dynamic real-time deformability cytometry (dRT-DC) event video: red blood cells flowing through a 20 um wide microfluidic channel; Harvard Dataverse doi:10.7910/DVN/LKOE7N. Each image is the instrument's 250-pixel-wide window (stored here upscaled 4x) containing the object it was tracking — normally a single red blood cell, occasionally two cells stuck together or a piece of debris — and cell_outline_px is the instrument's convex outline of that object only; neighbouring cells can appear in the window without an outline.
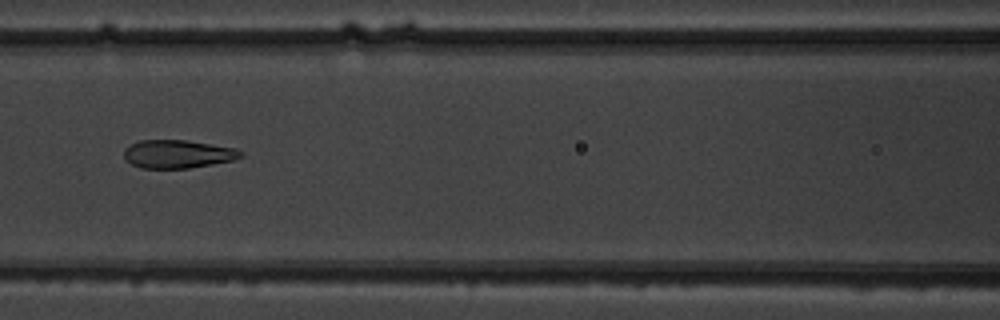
{"species": "common noctule bat (a hibernating species)", "species_latin": "Nyctalus noctula", "temperature_condition": "warm", "stored_images_in_passage": 7, "camera_frame_rate_fps": 3000, "um_per_image_px": 0.085, "animal": {"sex": "male", "body_mass_g": 19.5, "forearm_length_mm": 54.6}, "frame": {"image": 1, "passage_image": 7, "time_ms": 6.667, "image_size_px": [1000, 320], "cell_outline_px": [[244, 156], [232, 160], [212, 164], [188, 168], [140, 168], [124, 160], [124, 148], [140, 140], [184, 140], [236, 148], [244, 152]], "centroid_in_image_um": [15.1, 13.09], "position_along_channel_um": 151.5, "area_um2": 19.19}}